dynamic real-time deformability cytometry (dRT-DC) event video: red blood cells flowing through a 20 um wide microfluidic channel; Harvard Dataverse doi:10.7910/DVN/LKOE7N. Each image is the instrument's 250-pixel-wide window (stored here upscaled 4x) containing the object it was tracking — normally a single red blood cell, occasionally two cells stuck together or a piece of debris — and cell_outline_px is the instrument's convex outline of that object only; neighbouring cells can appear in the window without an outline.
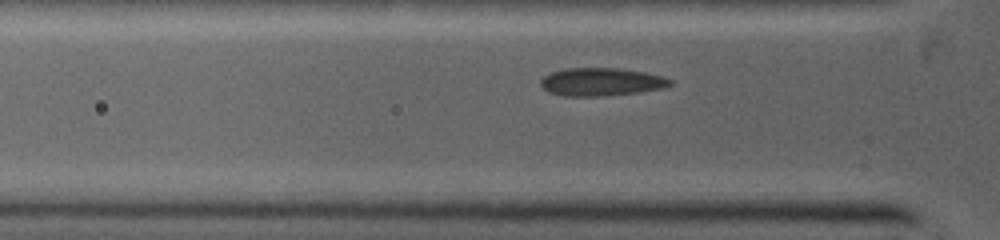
{"species": "common noctule bat (a hibernating species)", "species_latin": "Nyctalus noctula", "temperature_condition": "warm", "stored_images_in_passage": 44, "camera_frame_rate_fps": 5000, "um_per_image_px": 0.085, "animal": {"sex": "female", "body_mass_g": 19.0, "forearm_length_mm": 53.3}, "frame": {"image": 1, "passage_image": 8, "time_ms": 1.0, "image_size_px": [1000, 240], "cell_outline_px": [[672, 84], [664, 88], [640, 92], [604, 96], [564, 96], [548, 92], [540, 84], [540, 80], [544, 76], [552, 72], [564, 68], [620, 68], [644, 72], [664, 76], [672, 80]], "centroid_in_image_um": [51.12, 6.96], "position_along_channel_um": 74.7, "area_um2": 21.27}}
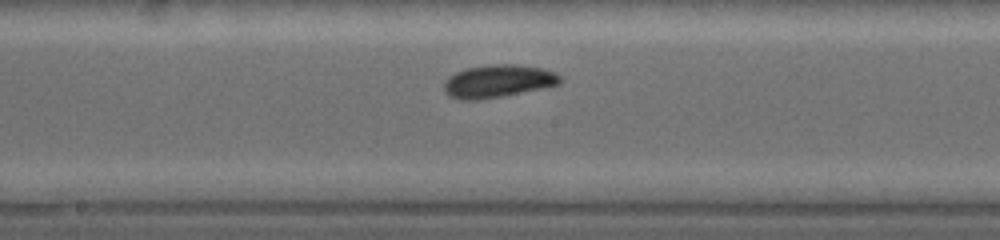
{"frame": {"image": 2, "passage_image": 23, "time_ms": 3.8, "image_size_px": [1000, 240], "cell_outline_px": [[560, 84], [500, 96], [476, 100], [464, 100], [448, 96], [444, 92], [444, 80], [448, 76], [456, 72], [468, 68], [492, 64], [516, 64], [540, 68], [556, 72], [560, 76]], "centroid_in_image_um": [42.28, 6.89], "position_along_channel_um": 205.9, "area_um2": 21.91}}
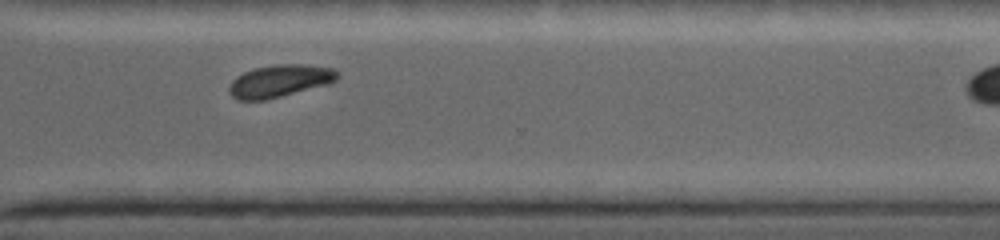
{"frame": {"image": 3, "passage_image": 43, "time_ms": 6.8, "image_size_px": [1000, 240], "cell_outline_px": [[340, 76], [332, 84], [264, 100], [236, 100], [228, 92], [228, 88], [232, 80], [236, 76], [244, 72], [256, 68], [280, 64], [304, 64], [336, 68], [340, 72]], "centroid_in_image_um": [23.84, 6.88], "position_along_channel_um": 346.8, "area_um2": 20.75}}